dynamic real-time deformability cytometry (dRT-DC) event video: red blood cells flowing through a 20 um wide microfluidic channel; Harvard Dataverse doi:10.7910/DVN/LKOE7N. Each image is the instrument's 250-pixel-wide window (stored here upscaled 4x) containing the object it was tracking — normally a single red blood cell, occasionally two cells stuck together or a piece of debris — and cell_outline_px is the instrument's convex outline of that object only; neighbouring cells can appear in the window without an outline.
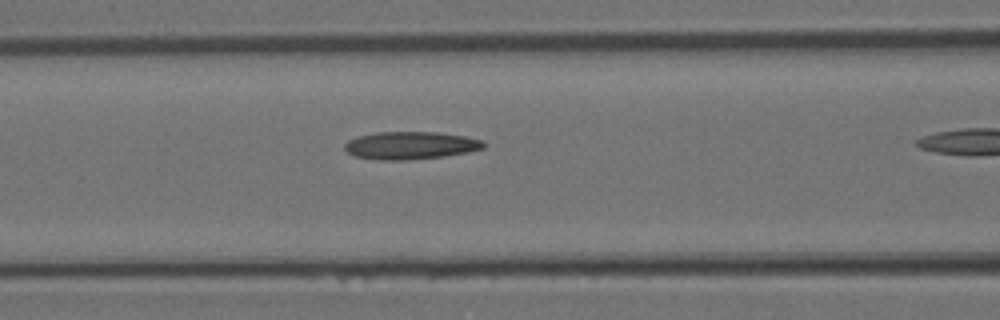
{"species": "Egyptian fruit bat (a non-hibernating species)", "species_latin": "Rousettus aegyptiacus", "temperature_condition": "room temperature", "stored_images_in_passage": 17, "camera_frame_rate_fps": 3000, "um_per_image_px": 0.085, "animal": {"sex": "female"}, "frame": {"image": 1, "passage_image": 16, "time_ms": 5.0, "image_size_px": [1000, 320], "cell_outline_px": [[484, 148], [468, 152], [444, 156], [408, 160], [380, 160], [352, 156], [344, 148], [344, 144], [348, 140], [356, 136], [376, 132], [436, 132], [468, 136], [484, 140]], "centroid_in_image_um": [34.88, 12.36], "position_along_channel_um": 131.7, "area_um2": 22.66}}